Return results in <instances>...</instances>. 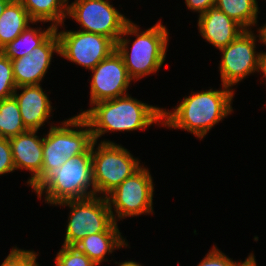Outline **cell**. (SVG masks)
<instances>
[{
  "mask_svg": "<svg viewBox=\"0 0 266 266\" xmlns=\"http://www.w3.org/2000/svg\"><path fill=\"white\" fill-rule=\"evenodd\" d=\"M168 34L161 21L145 31H140L132 21L127 23L116 42V51L123 58L128 75L133 81L154 74L162 67L166 58ZM127 35L136 37L131 48L130 39H126Z\"/></svg>",
  "mask_w": 266,
  "mask_h": 266,
  "instance_id": "obj_3",
  "label": "cell"
},
{
  "mask_svg": "<svg viewBox=\"0 0 266 266\" xmlns=\"http://www.w3.org/2000/svg\"><path fill=\"white\" fill-rule=\"evenodd\" d=\"M90 82V105L127 95L132 79L123 58L115 50L92 70Z\"/></svg>",
  "mask_w": 266,
  "mask_h": 266,
  "instance_id": "obj_12",
  "label": "cell"
},
{
  "mask_svg": "<svg viewBox=\"0 0 266 266\" xmlns=\"http://www.w3.org/2000/svg\"><path fill=\"white\" fill-rule=\"evenodd\" d=\"M35 24L19 0H12L0 16V50Z\"/></svg>",
  "mask_w": 266,
  "mask_h": 266,
  "instance_id": "obj_18",
  "label": "cell"
},
{
  "mask_svg": "<svg viewBox=\"0 0 266 266\" xmlns=\"http://www.w3.org/2000/svg\"><path fill=\"white\" fill-rule=\"evenodd\" d=\"M16 88L11 60L0 51V100L13 96Z\"/></svg>",
  "mask_w": 266,
  "mask_h": 266,
  "instance_id": "obj_24",
  "label": "cell"
},
{
  "mask_svg": "<svg viewBox=\"0 0 266 266\" xmlns=\"http://www.w3.org/2000/svg\"><path fill=\"white\" fill-rule=\"evenodd\" d=\"M57 205L71 209L63 244L66 246H74L86 235L106 232L115 223L104 196L67 200Z\"/></svg>",
  "mask_w": 266,
  "mask_h": 266,
  "instance_id": "obj_7",
  "label": "cell"
},
{
  "mask_svg": "<svg viewBox=\"0 0 266 266\" xmlns=\"http://www.w3.org/2000/svg\"><path fill=\"white\" fill-rule=\"evenodd\" d=\"M36 133L37 130H27L9 139L15 169L32 173L27 181L31 188L42 180L43 137Z\"/></svg>",
  "mask_w": 266,
  "mask_h": 266,
  "instance_id": "obj_14",
  "label": "cell"
},
{
  "mask_svg": "<svg viewBox=\"0 0 266 266\" xmlns=\"http://www.w3.org/2000/svg\"><path fill=\"white\" fill-rule=\"evenodd\" d=\"M215 6L245 30H252L251 27L257 26V0H215Z\"/></svg>",
  "mask_w": 266,
  "mask_h": 266,
  "instance_id": "obj_21",
  "label": "cell"
},
{
  "mask_svg": "<svg viewBox=\"0 0 266 266\" xmlns=\"http://www.w3.org/2000/svg\"><path fill=\"white\" fill-rule=\"evenodd\" d=\"M34 22H52L55 28L64 25L68 0H19Z\"/></svg>",
  "mask_w": 266,
  "mask_h": 266,
  "instance_id": "obj_19",
  "label": "cell"
},
{
  "mask_svg": "<svg viewBox=\"0 0 266 266\" xmlns=\"http://www.w3.org/2000/svg\"><path fill=\"white\" fill-rule=\"evenodd\" d=\"M37 256L35 251L14 247L0 266H40L36 262Z\"/></svg>",
  "mask_w": 266,
  "mask_h": 266,
  "instance_id": "obj_26",
  "label": "cell"
},
{
  "mask_svg": "<svg viewBox=\"0 0 266 266\" xmlns=\"http://www.w3.org/2000/svg\"><path fill=\"white\" fill-rule=\"evenodd\" d=\"M12 0H0V16L4 12L6 6L11 2Z\"/></svg>",
  "mask_w": 266,
  "mask_h": 266,
  "instance_id": "obj_31",
  "label": "cell"
},
{
  "mask_svg": "<svg viewBox=\"0 0 266 266\" xmlns=\"http://www.w3.org/2000/svg\"><path fill=\"white\" fill-rule=\"evenodd\" d=\"M253 256V253H250L245 261H233L214 245L197 266H244Z\"/></svg>",
  "mask_w": 266,
  "mask_h": 266,
  "instance_id": "obj_25",
  "label": "cell"
},
{
  "mask_svg": "<svg viewBox=\"0 0 266 266\" xmlns=\"http://www.w3.org/2000/svg\"><path fill=\"white\" fill-rule=\"evenodd\" d=\"M222 88L192 92L173 111L163 108L162 126L184 129L203 139L214 125L233 112L231 104L235 90L225 85Z\"/></svg>",
  "mask_w": 266,
  "mask_h": 266,
  "instance_id": "obj_1",
  "label": "cell"
},
{
  "mask_svg": "<svg viewBox=\"0 0 266 266\" xmlns=\"http://www.w3.org/2000/svg\"><path fill=\"white\" fill-rule=\"evenodd\" d=\"M61 123L60 126L52 124L43 137L42 179L71 157L85 153L94 141L90 125L82 115L78 114Z\"/></svg>",
  "mask_w": 266,
  "mask_h": 266,
  "instance_id": "obj_5",
  "label": "cell"
},
{
  "mask_svg": "<svg viewBox=\"0 0 266 266\" xmlns=\"http://www.w3.org/2000/svg\"><path fill=\"white\" fill-rule=\"evenodd\" d=\"M123 238L117 223H114L106 232L86 235L74 246L99 266L104 261L108 262V259H105L106 254L128 246L126 239Z\"/></svg>",
  "mask_w": 266,
  "mask_h": 266,
  "instance_id": "obj_17",
  "label": "cell"
},
{
  "mask_svg": "<svg viewBox=\"0 0 266 266\" xmlns=\"http://www.w3.org/2000/svg\"><path fill=\"white\" fill-rule=\"evenodd\" d=\"M27 131L14 96L0 100V137L10 139Z\"/></svg>",
  "mask_w": 266,
  "mask_h": 266,
  "instance_id": "obj_22",
  "label": "cell"
},
{
  "mask_svg": "<svg viewBox=\"0 0 266 266\" xmlns=\"http://www.w3.org/2000/svg\"><path fill=\"white\" fill-rule=\"evenodd\" d=\"M55 257L56 266H97L86 254L75 246L62 245Z\"/></svg>",
  "mask_w": 266,
  "mask_h": 266,
  "instance_id": "obj_23",
  "label": "cell"
},
{
  "mask_svg": "<svg viewBox=\"0 0 266 266\" xmlns=\"http://www.w3.org/2000/svg\"><path fill=\"white\" fill-rule=\"evenodd\" d=\"M261 72L263 73V78H266V52H263L261 59Z\"/></svg>",
  "mask_w": 266,
  "mask_h": 266,
  "instance_id": "obj_29",
  "label": "cell"
},
{
  "mask_svg": "<svg viewBox=\"0 0 266 266\" xmlns=\"http://www.w3.org/2000/svg\"><path fill=\"white\" fill-rule=\"evenodd\" d=\"M256 36L251 30H244L229 45L220 49L222 59L219 64L221 85L232 88L246 76L254 72L261 73L262 52L256 53V38L259 37V43L262 41V35L258 29Z\"/></svg>",
  "mask_w": 266,
  "mask_h": 266,
  "instance_id": "obj_9",
  "label": "cell"
},
{
  "mask_svg": "<svg viewBox=\"0 0 266 266\" xmlns=\"http://www.w3.org/2000/svg\"><path fill=\"white\" fill-rule=\"evenodd\" d=\"M108 0H75L67 7V17L81 25V31L111 38L115 43L130 21Z\"/></svg>",
  "mask_w": 266,
  "mask_h": 266,
  "instance_id": "obj_10",
  "label": "cell"
},
{
  "mask_svg": "<svg viewBox=\"0 0 266 266\" xmlns=\"http://www.w3.org/2000/svg\"><path fill=\"white\" fill-rule=\"evenodd\" d=\"M153 192L152 176L142 166L106 196L114 222L117 223L118 218L154 213Z\"/></svg>",
  "mask_w": 266,
  "mask_h": 266,
  "instance_id": "obj_8",
  "label": "cell"
},
{
  "mask_svg": "<svg viewBox=\"0 0 266 266\" xmlns=\"http://www.w3.org/2000/svg\"><path fill=\"white\" fill-rule=\"evenodd\" d=\"M244 266H257L255 256H253Z\"/></svg>",
  "mask_w": 266,
  "mask_h": 266,
  "instance_id": "obj_33",
  "label": "cell"
},
{
  "mask_svg": "<svg viewBox=\"0 0 266 266\" xmlns=\"http://www.w3.org/2000/svg\"><path fill=\"white\" fill-rule=\"evenodd\" d=\"M197 26L202 37L218 50L229 45L245 30L215 5L199 16Z\"/></svg>",
  "mask_w": 266,
  "mask_h": 266,
  "instance_id": "obj_16",
  "label": "cell"
},
{
  "mask_svg": "<svg viewBox=\"0 0 266 266\" xmlns=\"http://www.w3.org/2000/svg\"><path fill=\"white\" fill-rule=\"evenodd\" d=\"M186 7L193 12H198L199 16L207 11L209 7L215 5V0H185Z\"/></svg>",
  "mask_w": 266,
  "mask_h": 266,
  "instance_id": "obj_28",
  "label": "cell"
},
{
  "mask_svg": "<svg viewBox=\"0 0 266 266\" xmlns=\"http://www.w3.org/2000/svg\"><path fill=\"white\" fill-rule=\"evenodd\" d=\"M33 191L40 199L45 193V201L50 205L95 196L92 145L85 153L68 159L60 168L52 169Z\"/></svg>",
  "mask_w": 266,
  "mask_h": 266,
  "instance_id": "obj_4",
  "label": "cell"
},
{
  "mask_svg": "<svg viewBox=\"0 0 266 266\" xmlns=\"http://www.w3.org/2000/svg\"><path fill=\"white\" fill-rule=\"evenodd\" d=\"M59 55L85 69L92 70L116 50V43L103 35L81 30L58 32Z\"/></svg>",
  "mask_w": 266,
  "mask_h": 266,
  "instance_id": "obj_11",
  "label": "cell"
},
{
  "mask_svg": "<svg viewBox=\"0 0 266 266\" xmlns=\"http://www.w3.org/2000/svg\"><path fill=\"white\" fill-rule=\"evenodd\" d=\"M259 30H260L261 35H262V41H263L262 43L264 45H266V23L263 26H260Z\"/></svg>",
  "mask_w": 266,
  "mask_h": 266,
  "instance_id": "obj_30",
  "label": "cell"
},
{
  "mask_svg": "<svg viewBox=\"0 0 266 266\" xmlns=\"http://www.w3.org/2000/svg\"><path fill=\"white\" fill-rule=\"evenodd\" d=\"M55 27L50 25L47 29L33 28L28 26L16 39L11 41L0 51L10 60L28 55L41 45L53 32Z\"/></svg>",
  "mask_w": 266,
  "mask_h": 266,
  "instance_id": "obj_20",
  "label": "cell"
},
{
  "mask_svg": "<svg viewBox=\"0 0 266 266\" xmlns=\"http://www.w3.org/2000/svg\"><path fill=\"white\" fill-rule=\"evenodd\" d=\"M15 169L9 139L0 137V175L13 172Z\"/></svg>",
  "mask_w": 266,
  "mask_h": 266,
  "instance_id": "obj_27",
  "label": "cell"
},
{
  "mask_svg": "<svg viewBox=\"0 0 266 266\" xmlns=\"http://www.w3.org/2000/svg\"><path fill=\"white\" fill-rule=\"evenodd\" d=\"M82 115L90 125L92 137L97 141L109 131H135L147 129L153 123L163 122L160 107L152 106L127 95L97 102Z\"/></svg>",
  "mask_w": 266,
  "mask_h": 266,
  "instance_id": "obj_2",
  "label": "cell"
},
{
  "mask_svg": "<svg viewBox=\"0 0 266 266\" xmlns=\"http://www.w3.org/2000/svg\"><path fill=\"white\" fill-rule=\"evenodd\" d=\"M119 266H142V265L135 261H125V262L119 263Z\"/></svg>",
  "mask_w": 266,
  "mask_h": 266,
  "instance_id": "obj_32",
  "label": "cell"
},
{
  "mask_svg": "<svg viewBox=\"0 0 266 266\" xmlns=\"http://www.w3.org/2000/svg\"><path fill=\"white\" fill-rule=\"evenodd\" d=\"M53 53L59 54L56 30L30 54L11 60L16 86L39 85L51 64Z\"/></svg>",
  "mask_w": 266,
  "mask_h": 266,
  "instance_id": "obj_13",
  "label": "cell"
},
{
  "mask_svg": "<svg viewBox=\"0 0 266 266\" xmlns=\"http://www.w3.org/2000/svg\"><path fill=\"white\" fill-rule=\"evenodd\" d=\"M39 85H24L15 89L13 96L18 102L23 124L27 130H39L53 110L48 95ZM21 90V94L17 92Z\"/></svg>",
  "mask_w": 266,
  "mask_h": 266,
  "instance_id": "obj_15",
  "label": "cell"
},
{
  "mask_svg": "<svg viewBox=\"0 0 266 266\" xmlns=\"http://www.w3.org/2000/svg\"><path fill=\"white\" fill-rule=\"evenodd\" d=\"M97 141L92 143V172L95 196L106 197L125 179L138 171L142 165L138 158L123 146L110 140H103L95 149ZM104 194V195H103Z\"/></svg>",
  "mask_w": 266,
  "mask_h": 266,
  "instance_id": "obj_6",
  "label": "cell"
}]
</instances>
